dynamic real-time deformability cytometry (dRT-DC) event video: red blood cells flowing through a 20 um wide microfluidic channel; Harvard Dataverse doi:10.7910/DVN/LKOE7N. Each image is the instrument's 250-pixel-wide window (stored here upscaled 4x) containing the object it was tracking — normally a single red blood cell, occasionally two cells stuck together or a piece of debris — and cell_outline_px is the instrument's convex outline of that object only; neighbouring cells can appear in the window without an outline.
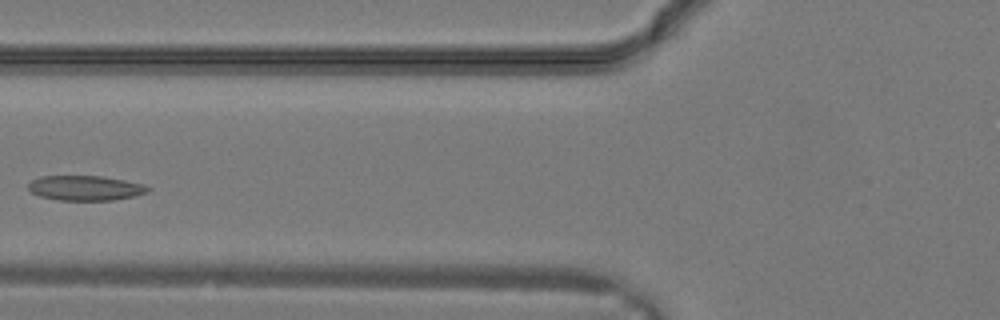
{"species": "common noctule bat (a hibernating species)", "species_latin": "Nyctalus noctula", "temperature_condition": "warm", "stored_images_in_passage": 4, "camera_frame_rate_fps": 3000, "um_per_image_px": 0.085, "animal": {"sex": "male", "body_mass_g": 19.2, "forearm_length_mm": 51.8}, "frame": {"image": 1, "passage_image": 3, "time_ms": 0.667, "image_size_px": [1000, 320], "cell_outline_px": [[152, 188], [148, 192], [136, 196], [112, 200], [60, 200], [40, 196], [32, 192], [28, 188], [28, 184], [32, 180], [40, 176], [100, 176], [124, 180], [144, 184]], "centroid_in_image_um": [7.29, 15.98], "position_along_channel_um": 118.5, "area_um2": 17.34}}